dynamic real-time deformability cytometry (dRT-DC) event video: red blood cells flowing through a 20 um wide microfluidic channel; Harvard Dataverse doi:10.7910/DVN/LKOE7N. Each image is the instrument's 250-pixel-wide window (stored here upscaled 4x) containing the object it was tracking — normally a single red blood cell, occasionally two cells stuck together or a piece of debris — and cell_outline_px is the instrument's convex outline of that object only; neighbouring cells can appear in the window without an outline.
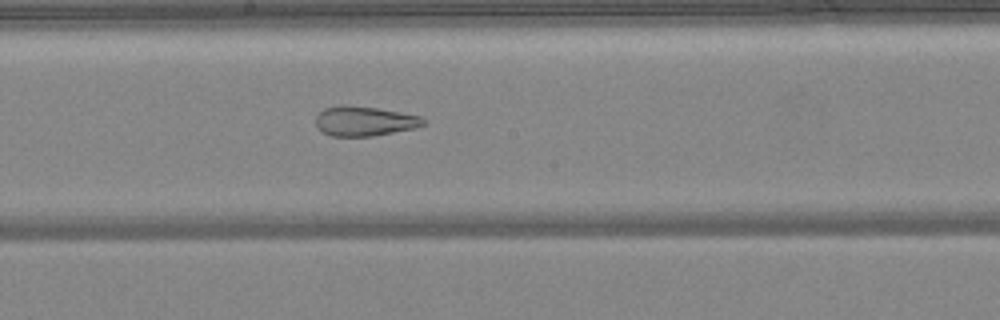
{"species": "common noctule bat (a hibernating species)", "species_latin": "Nyctalus noctula", "temperature_condition": "warm", "stored_images_in_passage": 37, "camera_frame_rate_fps": 3000, "um_per_image_px": 0.085, "animal": {"sex": "female", "body_mass_g": 24.6, "forearm_length_mm": 56.2}, "frame": {"image": 1, "passage_image": 20, "time_ms": 6.333, "image_size_px": [1000, 320], "cell_outline_px": [[424, 124], [416, 128], [372, 136], [332, 136], [324, 132], [316, 124], [316, 116], [324, 108], [340, 104], [348, 104], [376, 108], [400, 112], [420, 116], [424, 120]], "centroid_in_image_um": [30.96, 10.28], "position_along_channel_um": 217.2, "area_um2": 18.55}}
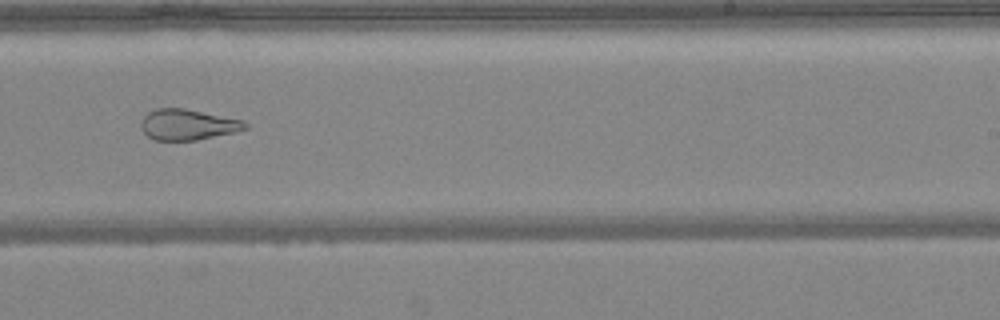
{"frame": {"image": 2, "passage_image": 24, "time_ms": 7.667, "image_size_px": [1000, 320], "cell_outline_px": [[248, 128], [236, 132], [196, 140], [156, 140], [148, 136], [140, 128], [140, 120], [148, 112], [156, 108], [184, 108], [244, 120], [248, 124]], "centroid_in_image_um": [15.96, 10.58], "position_along_channel_um": 273.0, "area_um2": 18.79}}
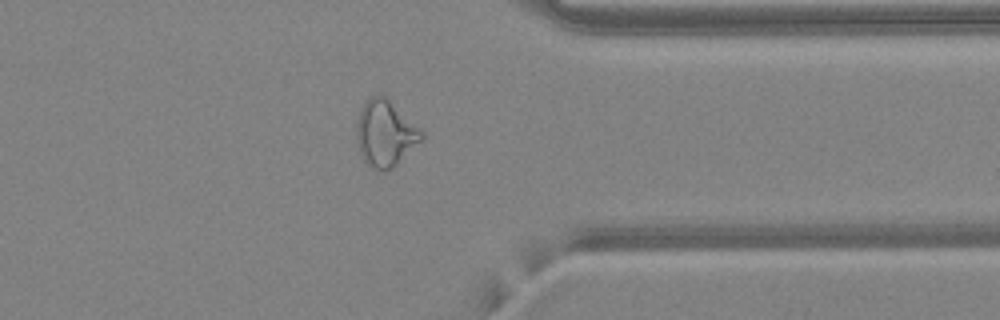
{"frame": {"image": 3, "passage_image": 32, "time_ms": 10.333, "image_size_px": [1000, 320], "cell_outline_px": [[424, 136], [392, 168], [384, 172], [372, 168], [364, 160], [360, 152], [356, 136], [356, 124], [360, 108], [372, 96], [380, 92], [420, 128], [424, 132]], "centroid_in_image_um": [32.71, 11.32], "position_along_channel_um": 378.7, "area_um2": 24.68}}